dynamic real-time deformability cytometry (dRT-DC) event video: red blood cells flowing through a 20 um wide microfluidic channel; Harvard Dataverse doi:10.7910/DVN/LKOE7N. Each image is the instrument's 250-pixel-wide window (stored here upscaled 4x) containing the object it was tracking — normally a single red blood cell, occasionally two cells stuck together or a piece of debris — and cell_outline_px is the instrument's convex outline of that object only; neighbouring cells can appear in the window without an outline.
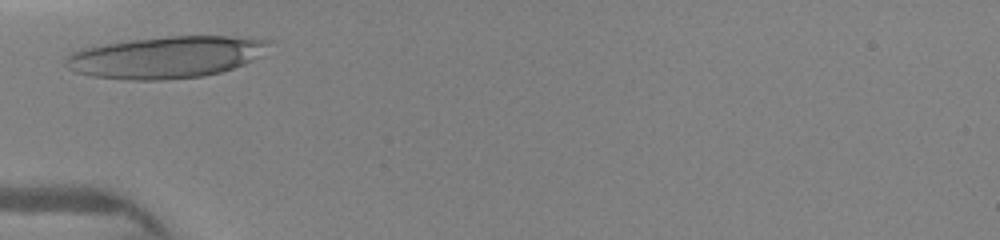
{"species": "human", "species_latin": "Homo sapiens", "temperature_condition": "warm", "stored_images_in_passage": 11, "camera_frame_rate_fps": 3000, "um_per_image_px": 0.085, "donor": {"sex": "female"}, "frame": {"image": 1, "passage_image": 1, "time_ms": 0.0, "image_size_px": [1000, 240], "cell_outline_px": [[272, 40], [252, 60], [244, 64], [220, 72], [204, 76], [164, 80], [128, 80], [92, 76], [76, 72], [68, 68], [64, 64], [64, 56], [72, 52], [84, 48], [104, 44], [132, 40], [168, 36], [248, 36]], "centroid_in_image_um": [14.07, 4.86], "position_along_channel_um": 70.9, "area_um2": 49.42}}
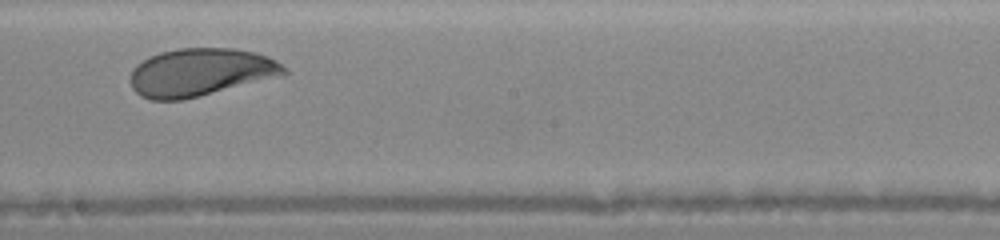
{"frame": {"image": 2, "passage_image": 6, "time_ms": 3.667, "image_size_px": [1000, 240], "cell_outline_px": [[288, 72], [196, 96], [180, 100], [152, 100], [140, 96], [132, 88], [132, 68], [136, 64], [148, 56], [160, 52], [176, 48], [236, 48], [256, 52], [268, 56], [276, 60], [288, 68]], "centroid_in_image_um": [16.97, 6.1], "position_along_channel_um": 231.2, "area_um2": 42.02}}
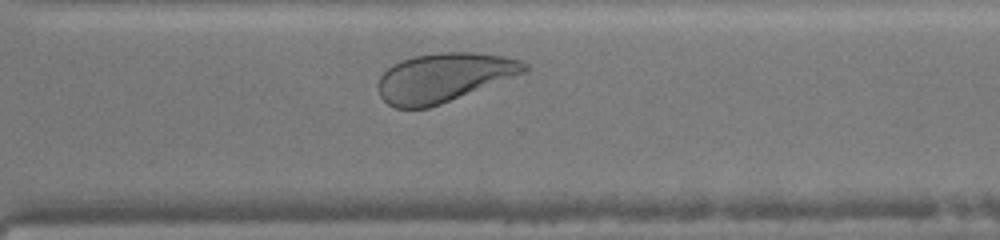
{"frame": {"image": 3, "passage_image": 11, "time_ms": 6.0, "image_size_px": [1000, 240], "cell_outline_px": [[528, 68], [524, 72], [440, 104], [428, 108], [396, 108], [388, 104], [380, 96], [380, 76], [392, 64], [400, 60], [412, 56], [440, 52], [472, 52], [504, 56], [520, 60], [528, 64]], "centroid_in_image_um": [37.7, 6.57], "position_along_channel_um": 332.9, "area_um2": 41.1}}